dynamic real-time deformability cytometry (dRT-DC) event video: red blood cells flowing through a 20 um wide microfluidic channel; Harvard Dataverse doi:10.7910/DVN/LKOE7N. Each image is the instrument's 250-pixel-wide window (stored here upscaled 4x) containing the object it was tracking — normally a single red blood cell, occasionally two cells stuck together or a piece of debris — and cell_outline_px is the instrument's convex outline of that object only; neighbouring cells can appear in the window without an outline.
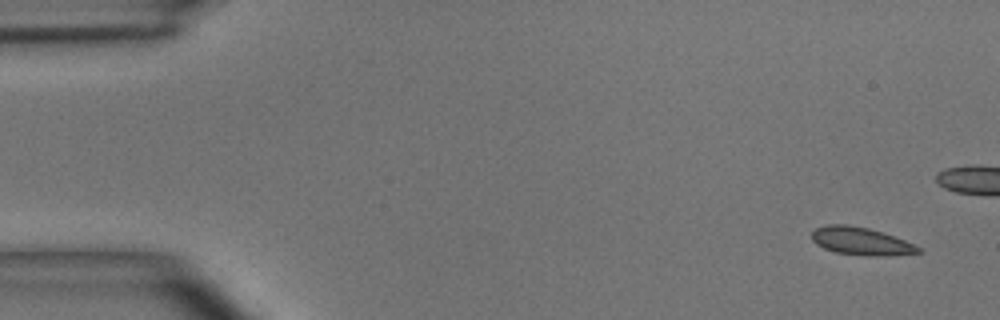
{"species": "common noctule bat (a hibernating species)", "species_latin": "Nyctalus noctula", "temperature_condition": "room temperature", "stored_images_in_passage": 4, "camera_frame_rate_fps": 3000, "um_per_image_px": 0.085, "animal": {"sex": "male", "body_mass_g": 15.6}, "frame": {"image": 1, "passage_image": 1, "time_ms": 0.0, "image_size_px": [1000, 320], "cell_outline_px": [[924, 252], [888, 256], [864, 256], [836, 252], [824, 248], [816, 244], [812, 240], [812, 232], [816, 228], [828, 224], [848, 224], [868, 228], [884, 232], [904, 240], [920, 248]], "centroid_in_image_um": [73.19, 20.5], "position_along_channel_um": 11.8, "area_um2": 17.34}}